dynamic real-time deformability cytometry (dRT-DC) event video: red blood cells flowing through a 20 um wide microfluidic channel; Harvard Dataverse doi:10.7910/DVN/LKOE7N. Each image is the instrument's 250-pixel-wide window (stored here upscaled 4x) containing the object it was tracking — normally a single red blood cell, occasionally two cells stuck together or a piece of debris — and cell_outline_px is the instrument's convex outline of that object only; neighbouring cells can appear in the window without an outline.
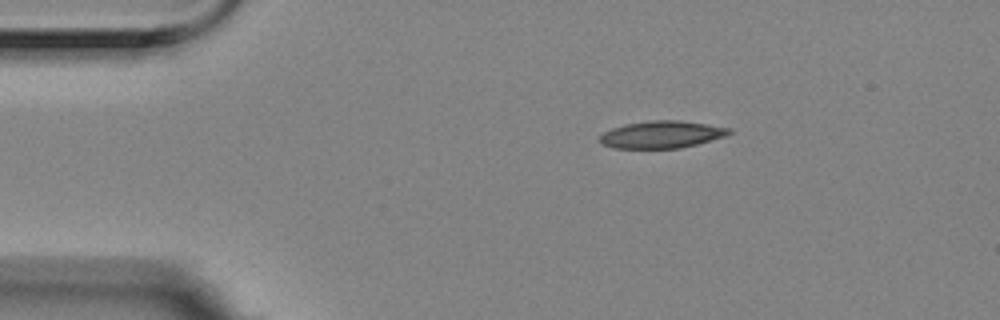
{"species": "Egyptian fruit bat (a non-hibernating species)", "species_latin": "Rousettus aegyptiacus", "temperature_condition": "room temperature", "stored_images_in_passage": 3, "camera_frame_rate_fps": 3000, "um_per_image_px": 0.085, "animal": {"sex": "female"}, "frame": {"image": 1, "passage_image": 1, "time_ms": 0.0, "image_size_px": [1000, 320], "cell_outline_px": [[732, 132], [724, 136], [696, 144], [680, 148], [616, 148], [600, 144], [600, 136], [604, 132], [612, 128], [624, 124], [648, 120], [680, 120], [732, 128]], "centroid_in_image_um": [56.22, 11.42], "position_along_channel_um": 28.8, "area_um2": 20.46}}